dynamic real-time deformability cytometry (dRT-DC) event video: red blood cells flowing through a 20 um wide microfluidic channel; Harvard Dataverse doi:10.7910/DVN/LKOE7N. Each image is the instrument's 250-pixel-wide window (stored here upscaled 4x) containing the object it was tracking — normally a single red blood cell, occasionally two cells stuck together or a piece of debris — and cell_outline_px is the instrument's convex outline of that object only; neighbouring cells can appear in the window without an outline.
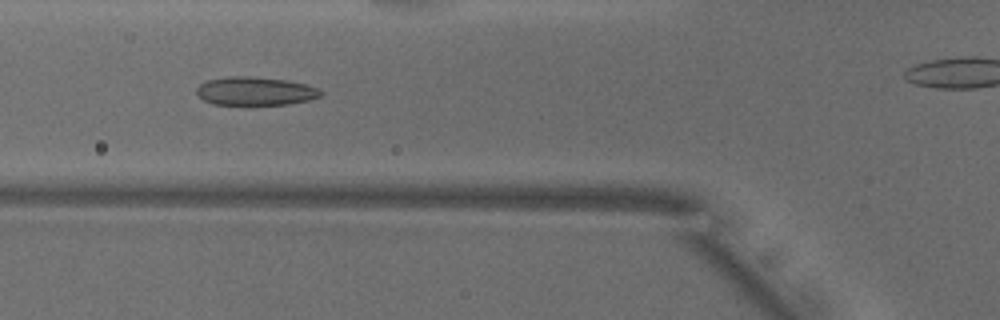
{"species": "common noctule bat (a hibernating species)", "species_latin": "Nyctalus noctula", "temperature_condition": "warm", "stored_images_in_passage": 41, "camera_frame_rate_fps": 3000, "um_per_image_px": 0.085, "animal": {"sex": "male", "body_mass_g": 18.8}, "frame": {"image": 1, "passage_image": 17, "time_ms": 5.333, "image_size_px": [1000, 320], "cell_outline_px": [[324, 92], [320, 96], [308, 100], [288, 104], [212, 104], [204, 100], [196, 92], [196, 88], [200, 84], [208, 80], [228, 76], [252, 76], [284, 80], [308, 84], [320, 88]], "centroid_in_image_um": [21.72, 7.73], "position_along_channel_um": 104.1, "area_um2": 20.52}}
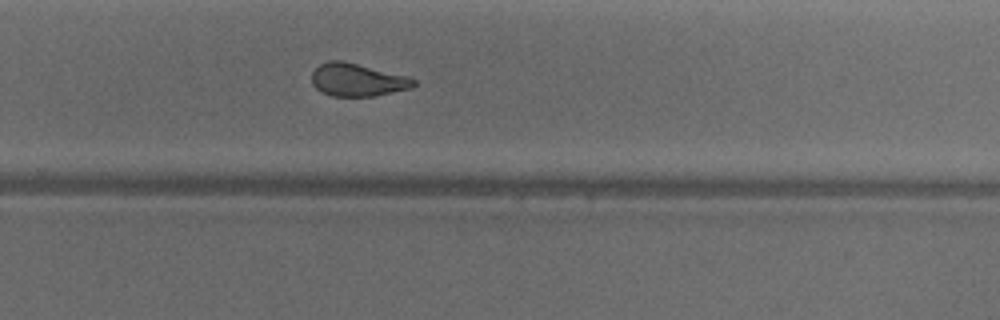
{"frame": {"image": 2, "passage_image": 32, "time_ms": 10.333, "image_size_px": [1000, 320], "cell_outline_px": [[416, 84], [412, 88], [372, 96], [332, 96], [320, 92], [312, 84], [312, 72], [320, 64], [328, 60], [340, 60], [408, 76], [416, 80]], "centroid_in_image_um": [30.36, 6.79], "position_along_channel_um": 299.4, "area_um2": 19.42}}
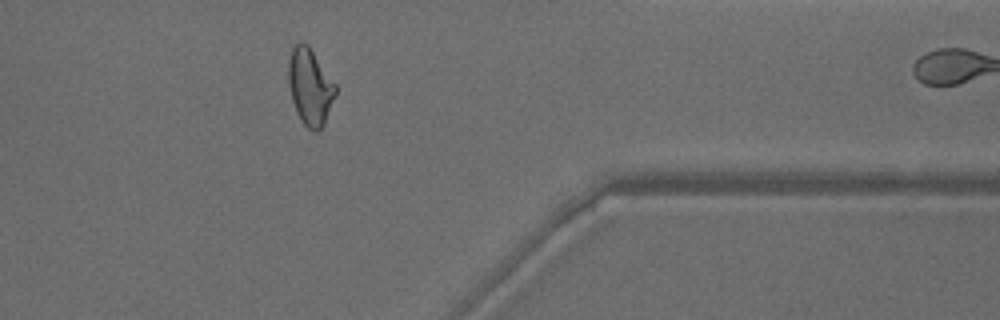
{"frame": {"image": 3, "passage_image": 40, "time_ms": 13.0, "image_size_px": [1000, 320], "cell_outline_px": [[336, 96], [324, 124], [316, 132], [308, 128], [300, 120], [296, 112], [292, 100], [288, 84], [288, 60], [292, 48], [300, 40], [308, 44], [336, 84]], "centroid_in_image_um": [26.35, 7.36], "position_along_channel_um": 385.1, "area_um2": 21.21}}